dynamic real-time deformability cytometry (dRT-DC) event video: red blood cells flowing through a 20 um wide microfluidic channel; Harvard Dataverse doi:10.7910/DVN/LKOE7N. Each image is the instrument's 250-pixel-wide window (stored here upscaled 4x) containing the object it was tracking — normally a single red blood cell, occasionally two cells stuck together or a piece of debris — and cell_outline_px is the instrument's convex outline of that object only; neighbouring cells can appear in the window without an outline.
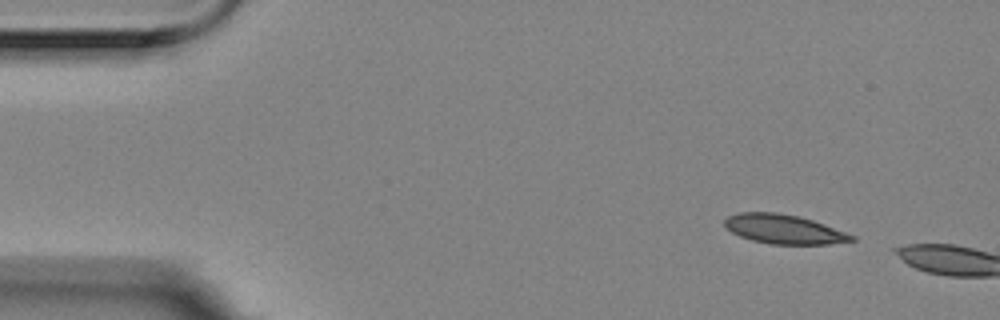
{"species": "Egyptian fruit bat (a non-hibernating species)", "species_latin": "Rousettus aegyptiacus", "temperature_condition": "room temperature", "stored_images_in_passage": 4, "camera_frame_rate_fps": 3000, "um_per_image_px": 0.085, "animal": {"sex": "female"}, "frame": {"image": 1, "passage_image": 1, "time_ms": 0.0, "image_size_px": [1000, 320], "cell_outline_px": [[856, 240], [828, 244], [772, 244], [752, 240], [740, 236], [724, 228], [724, 220], [728, 216], [740, 212], [776, 212], [796, 216], [812, 220], [824, 224], [856, 236]], "centroid_in_image_um": [66.61, 19.48], "position_along_channel_um": 18.4, "area_um2": 21.56}}